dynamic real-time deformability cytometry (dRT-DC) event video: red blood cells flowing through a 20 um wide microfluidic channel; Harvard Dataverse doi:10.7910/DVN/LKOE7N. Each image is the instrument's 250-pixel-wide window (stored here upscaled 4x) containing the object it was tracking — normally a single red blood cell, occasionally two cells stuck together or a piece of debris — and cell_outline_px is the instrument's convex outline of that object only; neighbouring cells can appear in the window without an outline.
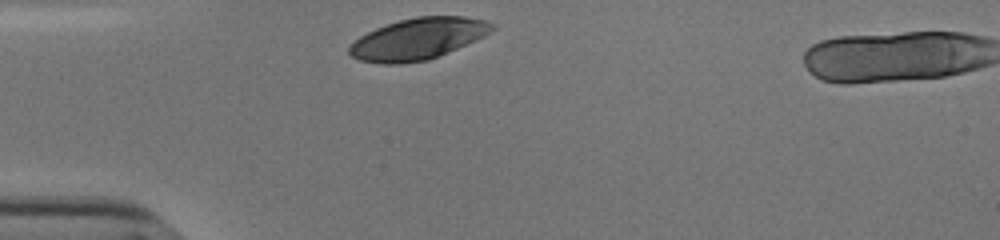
{"species": "human", "species_latin": "Homo sapiens", "temperature_condition": "cold", "stored_images_in_passage": 29, "camera_frame_rate_fps": 3000, "um_per_image_px": 0.085, "donor": {"sex": "male"}, "frame": {"image": 1, "passage_image": 1, "time_ms": 0.0, "image_size_px": [1000, 240], "cell_outline_px": [[496, 28], [484, 36], [440, 56], [428, 60], [400, 64], [384, 64], [360, 60], [352, 56], [348, 52], [348, 48], [360, 36], [376, 28], [400, 20], [416, 16], [464, 16], [484, 20], [496, 24]], "centroid_in_image_um": [35.56, 3.3], "position_along_channel_um": 49.4, "area_um2": 34.39}}
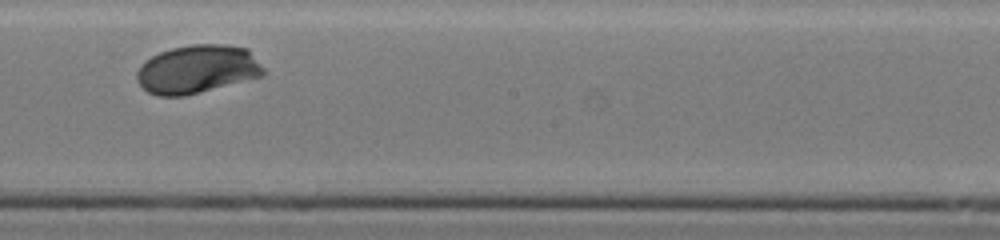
{"frame": {"image": 2, "passage_image": 17, "time_ms": 5.333, "image_size_px": [1000, 240], "cell_outline_px": [[264, 76], [184, 96], [156, 96], [148, 92], [136, 80], [136, 72], [140, 64], [144, 60], [160, 52], [172, 48], [192, 44], [224, 44], [248, 48], [264, 68]], "centroid_in_image_um": [16.76, 5.88], "position_along_channel_um": 231.4, "area_um2": 35.95}}
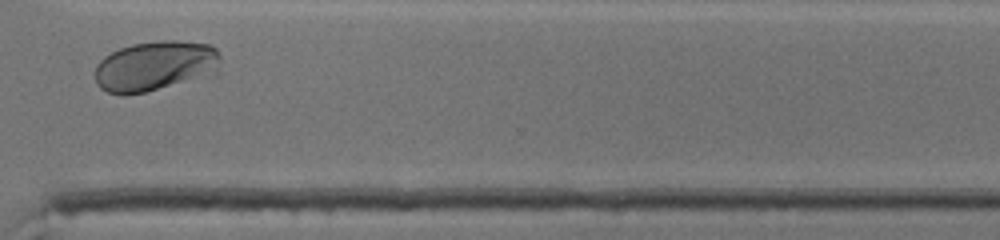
{"frame": {"image": 3, "passage_image": 27, "time_ms": 8.667, "image_size_px": [1000, 240], "cell_outline_px": [[220, 60], [216, 72], [144, 92], [124, 96], [120, 96], [108, 92], [100, 88], [96, 84], [96, 64], [104, 56], [120, 48], [132, 44], [160, 40], [180, 40], [208, 44], [216, 48], [220, 52]], "centroid_in_image_um": [13.15, 5.59], "position_along_channel_um": 357.5, "area_um2": 36.41}, "authors_computed_cell_mechanics": {"area_um2": 35.0846, "velocity_mm_per_s": 3.7591, "shape_relaxation_time_tau1_ms": 2.1589, "shape_relaxation_time_tau2_ms": null, "deformation_change_tau1": 0.123, "deformation_change_tau2": null}}